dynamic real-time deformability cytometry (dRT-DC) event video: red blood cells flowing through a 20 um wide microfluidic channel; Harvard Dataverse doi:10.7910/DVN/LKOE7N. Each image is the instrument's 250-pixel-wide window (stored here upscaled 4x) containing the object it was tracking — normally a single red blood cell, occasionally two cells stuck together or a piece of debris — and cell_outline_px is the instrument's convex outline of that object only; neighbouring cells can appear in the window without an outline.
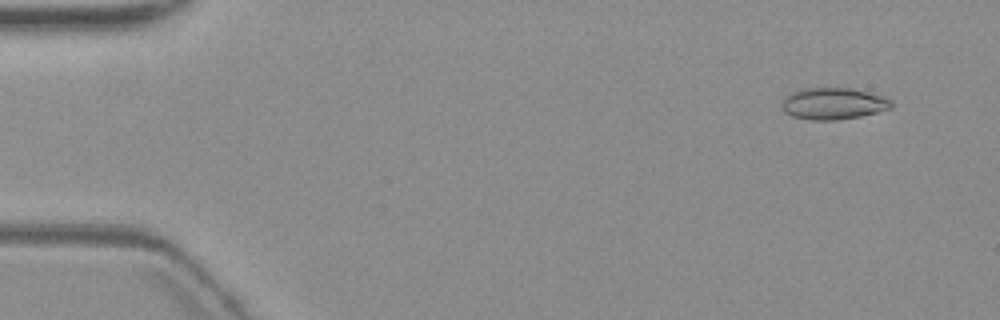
{"species": "common noctule bat (a hibernating species)", "species_latin": "Nyctalus noctula", "temperature_condition": "warm", "stored_images_in_passage": 6, "camera_frame_rate_fps": 3000, "um_per_image_px": 0.085, "animal": {"sex": "female", "body_mass_g": 19.3, "forearm_length_mm": 54.1}, "frame": {"image": 1, "passage_image": 2, "time_ms": 1.333, "image_size_px": [1000, 320], "cell_outline_px": [[892, 108], [860, 116], [836, 120], [808, 120], [792, 116], [784, 112], [780, 104], [784, 96], [800, 88], [848, 88], [868, 92], [892, 100]], "centroid_in_image_um": [70.76, 8.81], "position_along_channel_um": 14.2, "area_um2": 20.29}}